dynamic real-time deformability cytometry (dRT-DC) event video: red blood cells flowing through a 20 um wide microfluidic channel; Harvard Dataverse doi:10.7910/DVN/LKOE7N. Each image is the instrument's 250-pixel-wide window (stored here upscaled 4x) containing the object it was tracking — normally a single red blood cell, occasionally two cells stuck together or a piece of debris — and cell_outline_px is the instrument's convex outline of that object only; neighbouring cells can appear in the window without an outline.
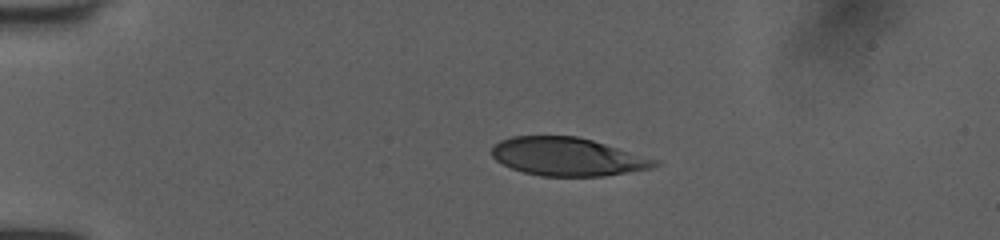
{"species": "human", "species_latin": "Homo sapiens", "temperature_condition": "room temperature", "stored_images_in_passage": 41, "camera_frame_rate_fps": 3000, "um_per_image_px": 0.085, "donor": {"sex": "female"}, "frame": {"image": 1, "passage_image": 1, "time_ms": 0.0, "image_size_px": [1000, 240], "cell_outline_px": [[660, 164], [652, 168], [604, 176], [540, 176], [524, 172], [512, 168], [496, 160], [492, 156], [492, 148], [500, 140], [512, 136], [576, 136], [592, 140], [660, 160]], "centroid_in_image_um": [48.26, 13.32], "position_along_channel_um": 36.7, "area_um2": 36.18}}
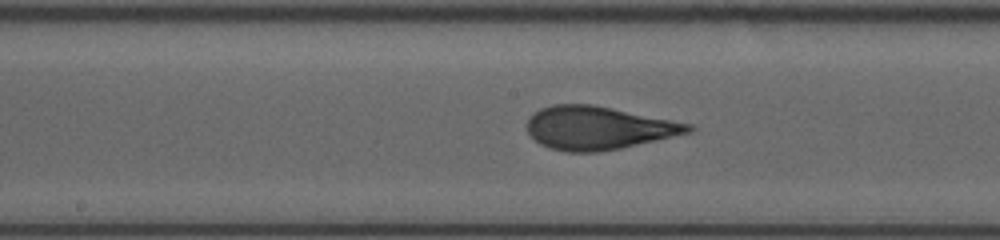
{"frame": {"image": 2, "passage_image": 17, "time_ms": 5.333, "image_size_px": [1000, 240], "cell_outline_px": [[696, 128], [692, 132], [620, 148], [596, 152], [568, 152], [552, 148], [540, 144], [528, 132], [528, 120], [532, 112], [540, 108], [552, 104], [592, 104], [692, 124]], "centroid_in_image_um": [50.85, 10.86], "position_along_channel_um": 197.4, "area_um2": 40.34}}
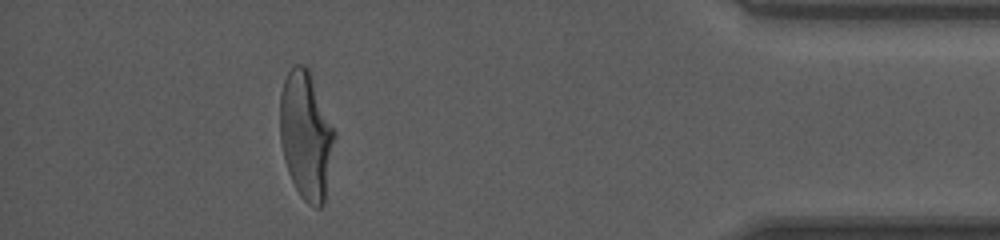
{"frame": {"image": 3, "passage_image": 36, "time_ms": 11.667, "image_size_px": [1000, 240], "cell_outline_px": [[336, 136], [324, 204], [320, 208], [316, 208], [308, 204], [300, 196], [288, 172], [284, 160], [280, 140], [280, 92], [284, 80], [292, 64], [304, 64], [308, 68], [336, 132]], "centroid_in_image_um": [26.01, 11.51], "position_along_channel_um": 409.2, "area_um2": 40.92}, "authors_computed_cell_mechanics": {"area_um2": 39.9976, "velocity_mm_per_s": 4.0197, "shape_relaxation_time_tau1_ms": 5.118, "shape_relaxation_time_tau2_ms": 0.7875, "deformation_change_tau1": 0.2287, "deformation_change_tau2": 0.0724}}